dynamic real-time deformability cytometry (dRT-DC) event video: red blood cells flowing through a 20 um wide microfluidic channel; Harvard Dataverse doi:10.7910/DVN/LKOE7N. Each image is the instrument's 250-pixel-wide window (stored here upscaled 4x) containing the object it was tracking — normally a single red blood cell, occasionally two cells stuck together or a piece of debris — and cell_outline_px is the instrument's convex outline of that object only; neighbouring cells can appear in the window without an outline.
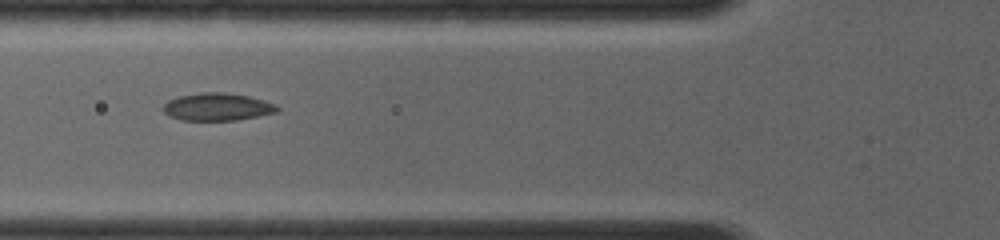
{"species": "common noctule bat (a hibernating species)", "species_latin": "Nyctalus noctula", "temperature_condition": "room temperature", "stored_images_in_passage": 10, "camera_frame_rate_fps": 4000, "um_per_image_px": 0.085, "animal": {"sex": "female", "body_mass_g": 19.0, "forearm_length_mm": 56.7}, "frame": {"image": 1, "passage_image": 7, "time_ms": 4.75, "image_size_px": [1000, 240], "cell_outline_px": [[280, 108], [276, 112], [236, 120], [180, 120], [168, 116], [164, 112], [164, 104], [168, 100], [180, 96], [200, 92], [224, 92], [248, 96], [264, 100], [276, 104]], "centroid_in_image_um": [18.46, 9.08], "position_along_channel_um": 107.3, "area_um2": 18.26}}
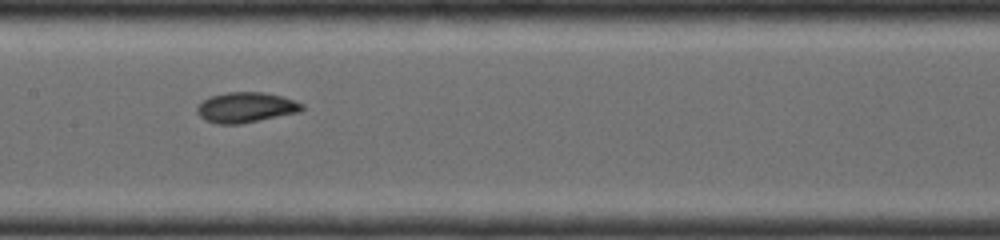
{"frame": {"image": 2, "passage_image": 9, "time_ms": 6.5, "image_size_px": [1000, 240], "cell_outline_px": [[304, 108], [300, 112], [240, 124], [216, 124], [204, 120], [196, 112], [196, 108], [208, 96], [228, 92], [264, 92], [296, 100], [304, 104]], "centroid_in_image_um": [20.9, 9.13], "position_along_channel_um": 186.5, "area_um2": 18.67}}
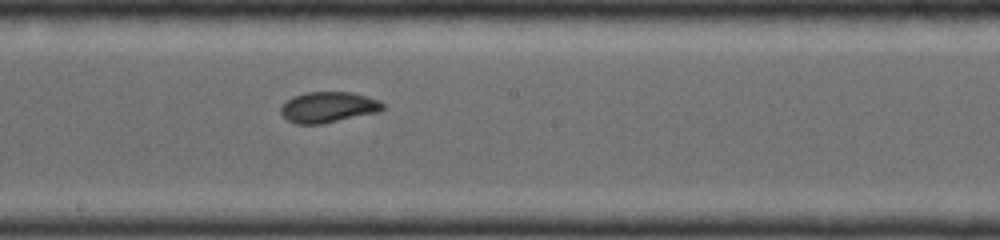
{"frame": {"image": 3, "passage_image": 10, "time_ms": 7.25, "image_size_px": [1000, 240], "cell_outline_px": [[384, 108], [380, 112], [320, 124], [296, 124], [288, 120], [280, 112], [280, 108], [292, 96], [308, 92], [352, 92], [368, 96], [380, 100], [384, 104]], "centroid_in_image_um": [27.94, 9.1], "position_along_channel_um": 220.3, "area_um2": 18.32}}